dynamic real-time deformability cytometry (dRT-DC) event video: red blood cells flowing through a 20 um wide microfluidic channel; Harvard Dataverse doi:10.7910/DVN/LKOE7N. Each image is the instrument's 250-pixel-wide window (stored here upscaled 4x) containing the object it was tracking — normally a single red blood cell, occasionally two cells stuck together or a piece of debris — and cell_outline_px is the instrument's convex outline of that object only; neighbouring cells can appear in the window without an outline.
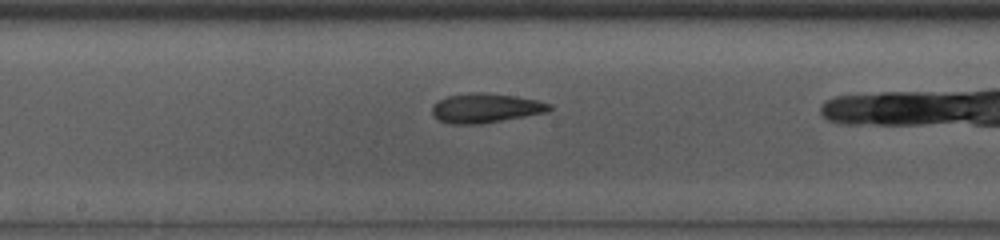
{"species": "common noctule bat (a hibernating species)", "species_latin": "Nyctalus noctula", "temperature_condition": "room temperature", "stored_images_in_passage": 24, "camera_frame_rate_fps": 3000, "um_per_image_px": 0.085, "animal": {"sex": "male", "body_mass_g": 13.0, "forearm_length_mm": 53.1}, "frame": {"image": 1, "passage_image": 10, "time_ms": 3.0, "image_size_px": [1000, 240], "cell_outline_px": [[552, 108], [548, 112], [480, 124], [448, 124], [432, 116], [432, 104], [448, 96], [472, 92], [484, 92], [516, 96], [536, 100], [552, 104]], "centroid_in_image_um": [41.26, 9.19], "position_along_channel_um": 206.9, "area_um2": 20.17}}
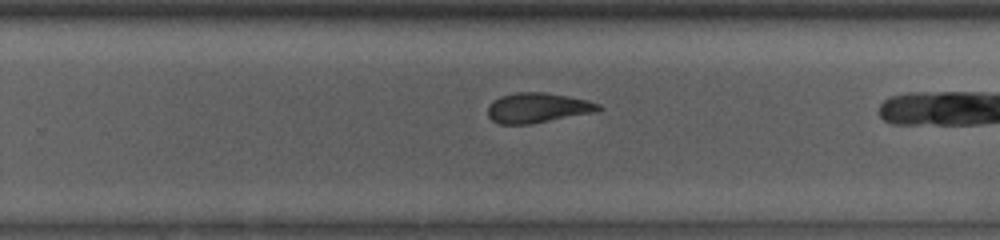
{"frame": {"image": 2, "passage_image": 16, "time_ms": 5.0, "image_size_px": [1000, 240], "cell_outline_px": [[604, 108], [596, 112], [532, 124], [500, 124], [492, 120], [488, 116], [488, 104], [492, 100], [500, 96], [516, 92], [544, 92], [568, 96], [588, 100], [600, 104]], "centroid_in_image_um": [45.7, 9.16], "position_along_channel_um": 284.1, "area_um2": 19.59}}
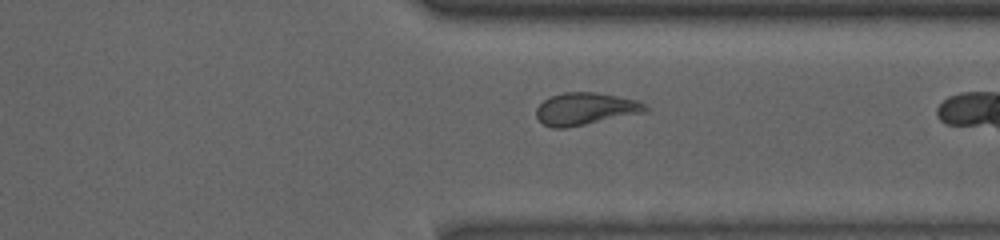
{"frame": {"image": 3, "passage_image": 22, "time_ms": 7.0, "image_size_px": [1000, 240], "cell_outline_px": [[648, 112], [564, 128], [552, 128], [544, 124], [536, 116], [536, 108], [544, 100], [552, 96], [564, 92], [596, 92], [636, 100], [644, 104], [648, 108]], "centroid_in_image_um": [49.76, 9.25], "position_along_channel_um": 361.6, "area_um2": 20.35}}